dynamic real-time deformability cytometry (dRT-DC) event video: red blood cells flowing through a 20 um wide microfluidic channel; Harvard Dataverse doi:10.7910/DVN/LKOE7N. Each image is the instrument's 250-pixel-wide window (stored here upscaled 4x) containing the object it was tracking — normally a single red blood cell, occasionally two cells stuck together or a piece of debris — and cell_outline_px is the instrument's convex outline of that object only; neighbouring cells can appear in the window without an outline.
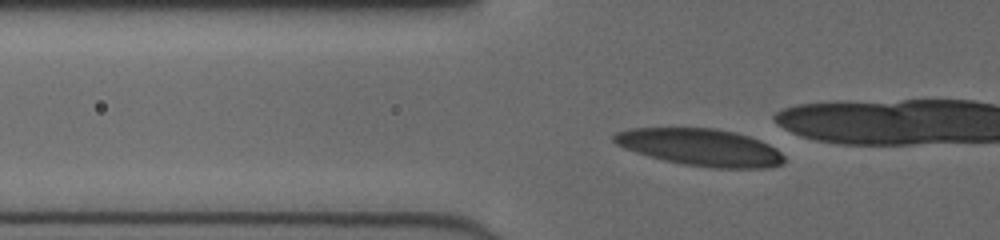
{"species": "human", "species_latin": "Homo sapiens", "temperature_condition": "cold", "stored_images_in_passage": 32, "camera_frame_rate_fps": 3000, "um_per_image_px": 0.085, "donor": {"sex": "female"}, "frame": {"image": 1, "passage_image": 5, "time_ms": 1.333, "image_size_px": [1000, 240], "cell_outline_px": [[784, 164], [768, 168], [712, 168], [684, 164], [664, 160], [648, 156], [624, 148], [616, 144], [612, 140], [612, 136], [616, 132], [632, 128], [716, 128], [736, 132], [760, 140], [776, 148], [784, 156]], "centroid_in_image_um": [59.56, 12.52], "position_along_channel_um": 66.2, "area_um2": 36.93}}
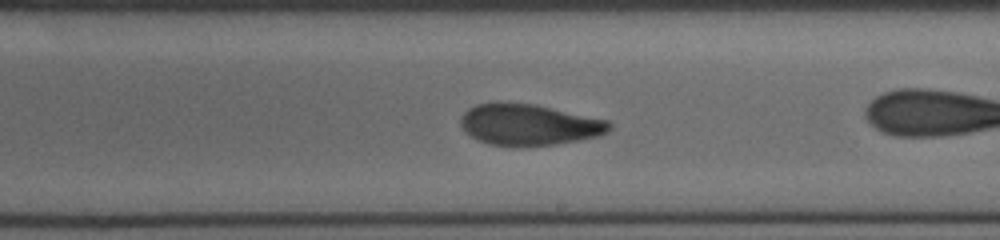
{"frame": {"image": 2, "passage_image": 19, "time_ms": 6.0, "image_size_px": [1000, 240], "cell_outline_px": [[612, 128], [608, 132], [600, 136], [580, 140], [556, 144], [524, 148], [512, 148], [488, 144], [476, 140], [468, 136], [460, 128], [460, 116], [468, 108], [476, 104], [496, 100], [500, 100], [536, 104], [612, 120]], "centroid_in_image_um": [44.93, 10.6], "position_along_channel_um": 244.1, "area_um2": 37.63}}
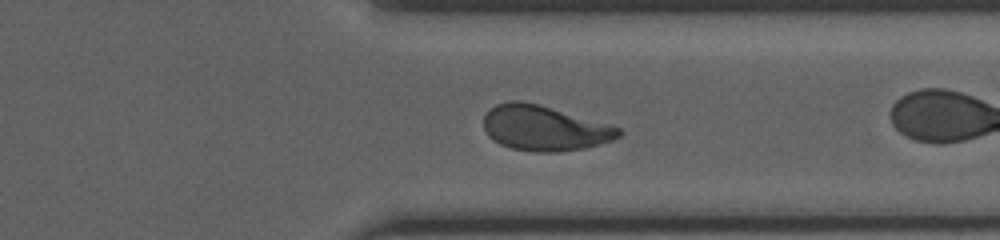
{"frame": {"image": 3, "passage_image": 28, "time_ms": 9.0, "image_size_px": [1000, 240], "cell_outline_px": [[624, 132], [620, 136], [612, 140], [600, 144], [584, 148], [560, 152], [536, 152], [512, 148], [500, 144], [488, 136], [484, 128], [484, 116], [496, 104], [508, 100], [520, 100], [536, 104], [608, 124], [620, 128]], "centroid_in_image_um": [46.26, 10.9], "position_along_channel_um": 365.1, "area_um2": 35.2}}